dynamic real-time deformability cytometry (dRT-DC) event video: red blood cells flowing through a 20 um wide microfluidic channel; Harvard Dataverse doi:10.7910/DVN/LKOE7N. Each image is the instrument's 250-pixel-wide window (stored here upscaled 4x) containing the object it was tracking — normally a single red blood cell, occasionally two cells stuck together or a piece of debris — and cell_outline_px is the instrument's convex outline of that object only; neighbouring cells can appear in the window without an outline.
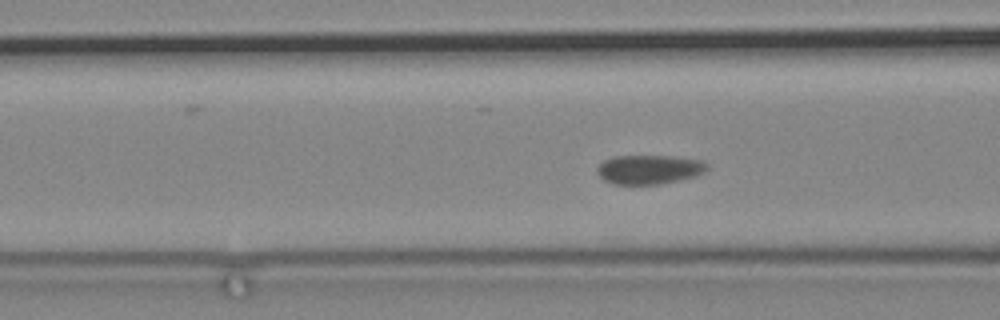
{"species": "common noctule bat (a hibernating species)", "species_latin": "Nyctalus noctula", "temperature_condition": "cold", "stored_images_in_passage": 50, "segment_of_instrument_passage": [1, 2], "camera_frame_rate_fps": 3000, "um_per_image_px": 0.085, "animal": {"sex": "male", "body_mass_g": 19.2, "forearm_length_mm": 51.8}, "frame": {"image": 1, "passage_image": 7, "time_ms": 2.0, "image_size_px": [1000, 320], "cell_outline_px": [[708, 168], [704, 172], [696, 176], [660, 184], [612, 184], [604, 180], [596, 172], [596, 168], [604, 160], [612, 156], [672, 156], [704, 160], [708, 164]], "centroid_in_image_um": [55.18, 14.4], "position_along_channel_um": 111.4, "area_um2": 18.84}}
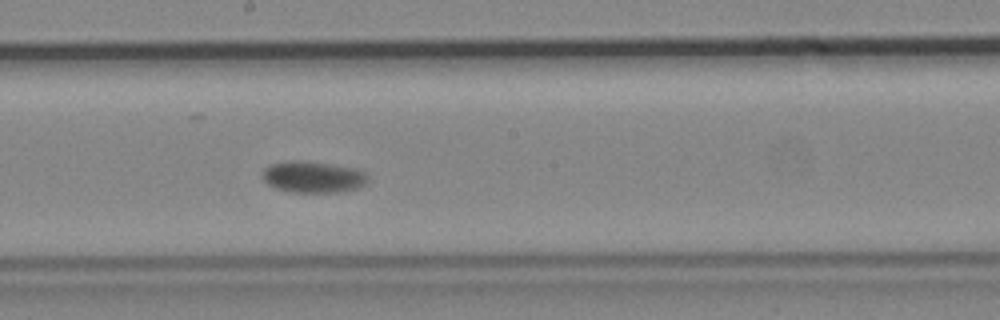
{"frame": {"image": 2, "passage_image": 18, "time_ms": 5.667, "image_size_px": [1000, 320], "cell_outline_px": [[368, 184], [344, 192], [288, 192], [276, 188], [268, 184], [264, 180], [264, 168], [272, 164], [288, 160], [300, 160], [360, 168], [368, 176]], "centroid_in_image_um": [26.67, 15.04], "position_along_channel_um": 221.5, "area_um2": 19.54}}
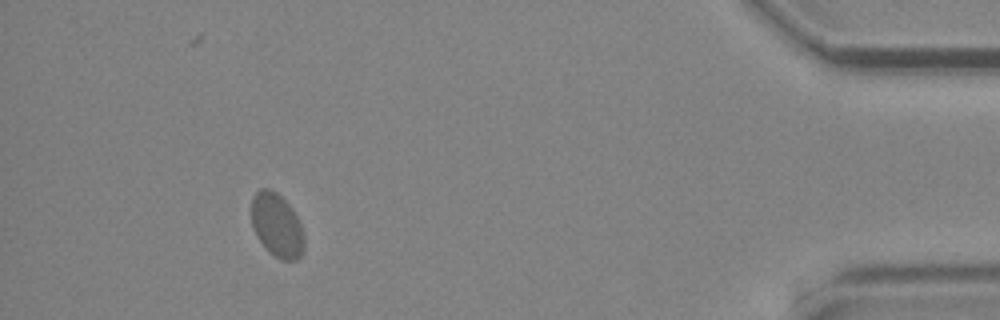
{"frame": {"image": 3, "passage_image": 43, "time_ms": 14.0, "image_size_px": [1000, 320], "cell_outline_px": [[304, 252], [296, 260], [280, 260], [268, 252], [256, 236], [252, 224], [252, 196], [260, 188], [268, 188], [276, 192], [292, 208], [304, 232]], "centroid_in_image_um": [23.54, 19.17], "position_along_channel_um": 411.7, "area_um2": 19.71}}